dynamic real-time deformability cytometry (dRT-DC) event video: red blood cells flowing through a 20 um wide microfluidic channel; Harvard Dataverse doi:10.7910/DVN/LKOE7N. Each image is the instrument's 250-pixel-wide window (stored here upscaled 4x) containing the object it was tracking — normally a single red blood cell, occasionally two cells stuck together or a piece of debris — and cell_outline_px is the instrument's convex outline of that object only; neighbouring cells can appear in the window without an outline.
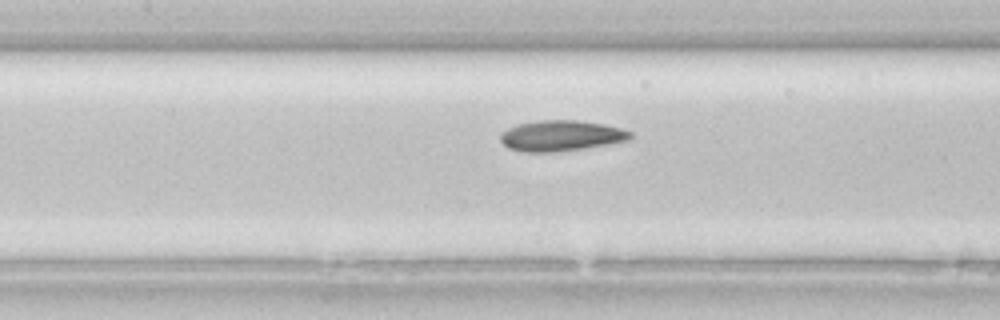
{"species": "common noctule bat (a hibernating species)", "species_latin": "Nyctalus noctula", "temperature_condition": "room temperature", "stored_images_in_passage": 33, "camera_frame_rate_fps": 3000, "um_per_image_px": 0.085, "animal": {"sex": "female", "body_mass_g": 22.7, "forearm_length_mm": 54.2}, "frame": {"image": 1, "passage_image": 10, "time_ms": 3.0, "image_size_px": [1000, 320], "cell_outline_px": [[632, 136], [628, 140], [608, 144], [584, 148], [556, 152], [524, 152], [508, 148], [500, 140], [500, 132], [508, 128], [520, 124], [540, 120], [576, 120], [604, 124], [620, 128], [632, 132]], "centroid_in_image_um": [47.67, 11.54], "position_along_channel_um": 159.7, "area_um2": 23.18}}
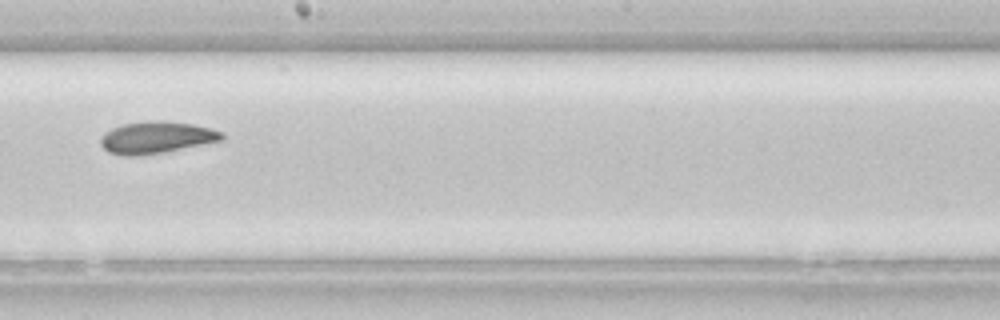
{"frame": {"image": 2, "passage_image": 15, "time_ms": 4.667, "image_size_px": [1000, 320], "cell_outline_px": [[224, 140], [164, 152], [140, 156], [120, 156], [108, 152], [100, 144], [100, 140], [104, 132], [112, 128], [124, 124], [192, 124], [212, 128], [224, 132]], "centroid_in_image_um": [13.3, 11.76], "position_along_channel_um": 234.9, "area_um2": 21.68}}
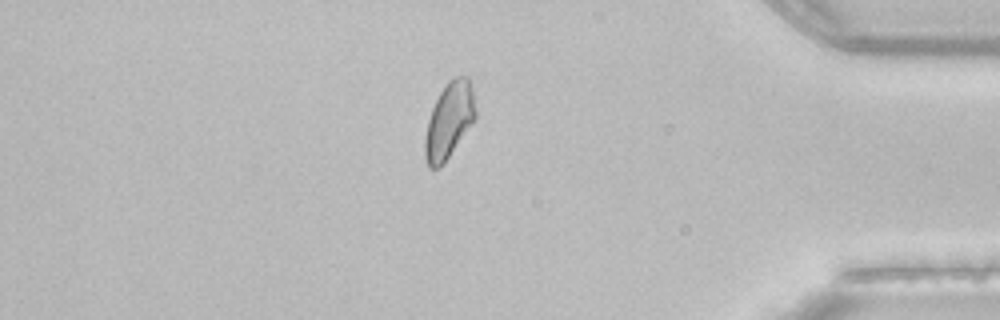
{"frame": {"image": 3, "passage_image": 28, "time_ms": 9.0, "image_size_px": [1000, 320], "cell_outline_px": [[476, 116], [444, 164], [440, 168], [428, 168], [424, 156], [424, 140], [428, 120], [432, 108], [440, 92], [448, 80], [456, 76], [468, 76], [476, 108]], "centroid_in_image_um": [38.14, 10.26], "position_along_channel_um": 397.1, "area_um2": 22.2}}